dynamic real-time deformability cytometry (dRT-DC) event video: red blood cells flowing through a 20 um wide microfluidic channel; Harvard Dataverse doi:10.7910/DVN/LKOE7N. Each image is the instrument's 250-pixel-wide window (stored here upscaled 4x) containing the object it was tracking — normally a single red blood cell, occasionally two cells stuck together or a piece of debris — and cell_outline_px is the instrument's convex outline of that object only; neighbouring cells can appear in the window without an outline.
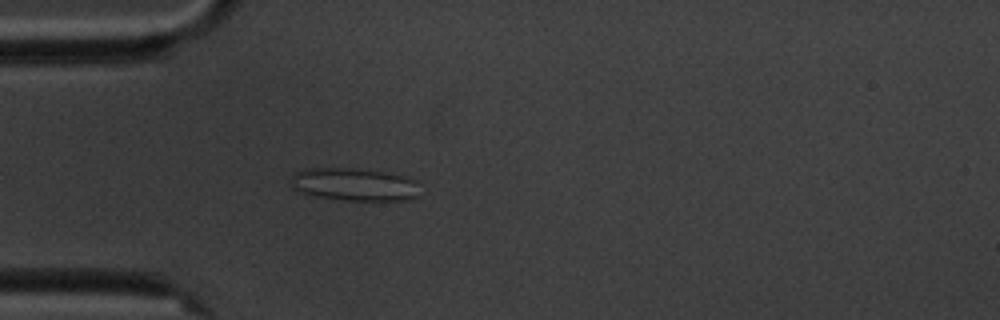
{"species": "common noctule bat (a hibernating species)", "species_latin": "Nyctalus noctula", "temperature_condition": "cold", "stored_images_in_passage": 5, "camera_frame_rate_fps": 3000, "um_per_image_px": 0.085, "animal": {"sex": "male", "body_mass_g": 20.1, "forearm_length_mm": 53.5}, "frame": {"image": 1, "passage_image": 5, "time_ms": 4.667, "image_size_px": [1000, 320], "cell_outline_px": [[420, 196], [408, 200], [344, 200], [316, 196], [300, 192], [292, 188], [292, 176], [296, 172], [304, 168], [348, 168], [380, 172], [404, 176], [416, 180]], "centroid_in_image_um": [30.12, 15.69], "position_along_channel_um": 54.9, "area_um2": 24.51}}